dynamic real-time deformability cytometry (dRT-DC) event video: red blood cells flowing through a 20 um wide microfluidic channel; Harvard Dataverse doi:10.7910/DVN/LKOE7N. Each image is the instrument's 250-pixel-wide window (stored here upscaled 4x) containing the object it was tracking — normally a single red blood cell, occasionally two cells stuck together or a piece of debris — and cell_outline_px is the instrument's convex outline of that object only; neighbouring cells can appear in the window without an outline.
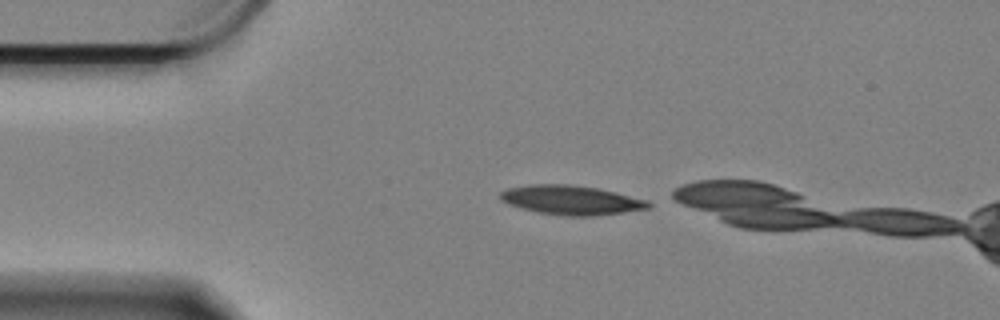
{"species": "Egyptian fruit bat (a non-hibernating species)", "species_latin": "Rousettus aegyptiacus", "temperature_condition": "cold", "stored_images_in_passage": 6, "camera_frame_rate_fps": 3000, "um_per_image_px": 0.085, "animal": {"sex": "female"}, "frame": {"image": 1, "passage_image": 1, "time_ms": 0.0, "image_size_px": [1000, 320], "cell_outline_px": [[652, 204], [648, 208], [596, 216], [560, 216], [536, 212], [508, 204], [500, 200], [500, 192], [508, 188], [528, 184], [568, 184], [596, 188], [616, 192], [648, 200]], "centroid_in_image_um": [48.52, 17.01], "position_along_channel_um": 36.5, "area_um2": 25.37}}